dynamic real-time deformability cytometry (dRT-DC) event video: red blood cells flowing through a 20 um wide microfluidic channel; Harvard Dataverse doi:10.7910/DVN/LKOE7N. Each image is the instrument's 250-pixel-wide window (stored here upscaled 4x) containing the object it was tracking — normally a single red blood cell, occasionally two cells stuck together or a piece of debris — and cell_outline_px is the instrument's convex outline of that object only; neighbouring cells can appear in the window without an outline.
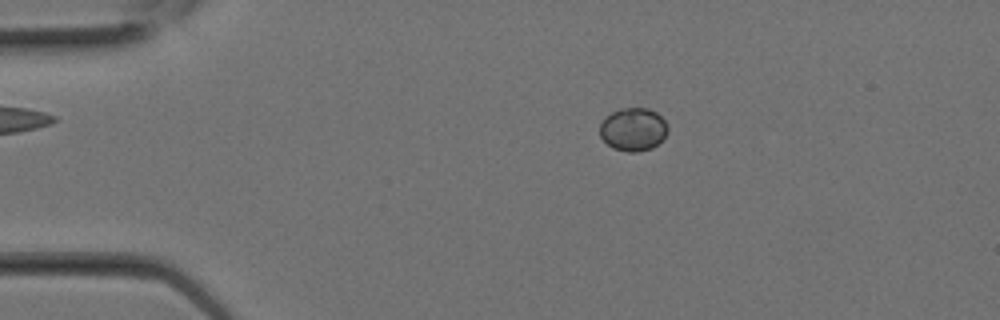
{"species": "Egyptian fruit bat (a non-hibernating species)", "species_latin": "Rousettus aegyptiacus", "temperature_condition": "room temperature", "stored_images_in_passage": 11, "camera_frame_rate_fps": 3000, "um_per_image_px": 0.085, "animal": {"sex": "female"}, "frame": {"image": 1, "passage_image": 2, "time_ms": 0.333, "image_size_px": [1000, 320], "cell_outline_px": [[668, 132], [652, 148], [636, 152], [628, 152], [612, 148], [600, 136], [600, 124], [604, 116], [620, 108], [648, 108], [656, 112], [668, 124]], "centroid_in_image_um": [53.8, 10.98], "position_along_channel_um": 31.2, "area_um2": 17.11}}
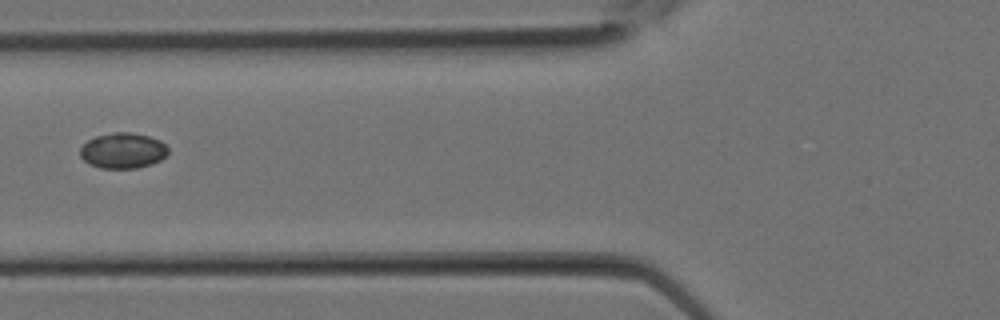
{"frame": {"image": 2, "passage_image": 7, "time_ms": 2.0, "image_size_px": [1000, 320], "cell_outline_px": [[168, 152], [160, 160], [152, 164], [136, 168], [100, 168], [84, 160], [80, 156], [80, 148], [88, 140], [96, 136], [116, 132], [132, 132], [148, 136], [160, 140], [168, 148]], "centroid_in_image_um": [10.45, 12.8], "position_along_channel_um": 115.4, "area_um2": 18.09}}
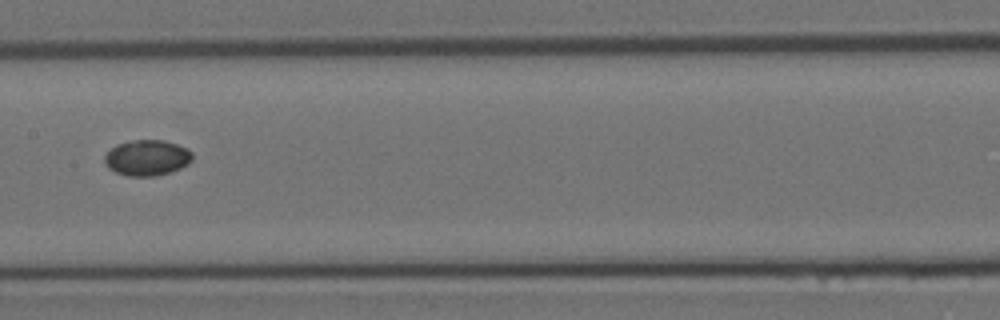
{"frame": {"image": 3, "passage_image": 10, "time_ms": 3.0, "image_size_px": [1000, 320], "cell_outline_px": [[192, 160], [188, 164], [172, 172], [156, 176], [128, 176], [116, 172], [108, 168], [104, 164], [104, 156], [116, 144], [132, 140], [164, 140], [188, 148], [192, 152]], "centroid_in_image_um": [12.5, 13.41], "position_along_channel_um": 194.9, "area_um2": 18.44}}